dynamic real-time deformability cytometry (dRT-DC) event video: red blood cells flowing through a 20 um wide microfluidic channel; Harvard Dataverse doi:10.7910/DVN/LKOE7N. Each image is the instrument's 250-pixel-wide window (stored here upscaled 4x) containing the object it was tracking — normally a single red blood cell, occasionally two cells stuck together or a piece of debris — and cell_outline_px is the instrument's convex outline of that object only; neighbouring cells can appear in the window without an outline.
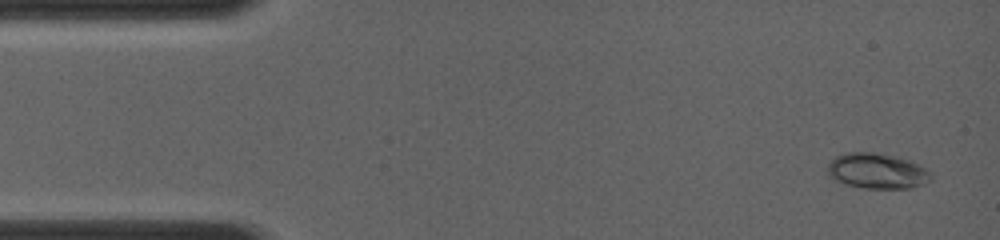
{"species": "common noctule bat (a hibernating species)", "species_latin": "Nyctalus noctula", "temperature_condition": "room temperature", "stored_images_in_passage": 5, "camera_frame_rate_fps": 4000, "um_per_image_px": 0.085, "animal": {"sex": "female", "body_mass_g": 19.0, "forearm_length_mm": 56.7}, "frame": {"image": 1, "passage_image": 1, "time_ms": 0.0, "image_size_px": [1000, 240], "cell_outline_px": [[932, 180], [924, 184], [912, 188], [864, 188], [844, 184], [828, 176], [828, 164], [836, 156], [848, 152], [872, 152], [896, 156], [908, 160], [932, 172]], "centroid_in_image_um": [74.56, 14.54], "position_along_channel_um": 10.4, "area_um2": 21.39}}
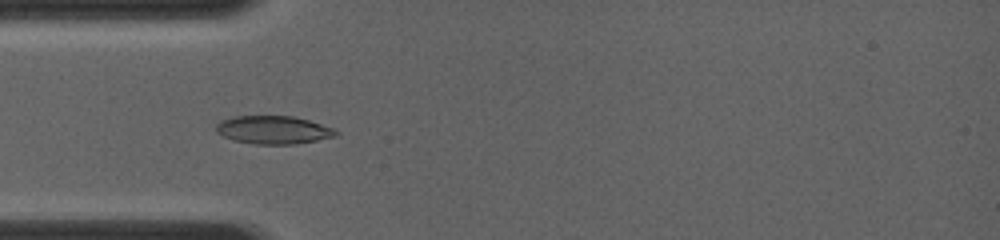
{"frame": {"image": 2, "passage_image": 4, "time_ms": 3.5, "image_size_px": [1000, 240], "cell_outline_px": [[340, 132], [336, 136], [296, 144], [256, 144], [232, 140], [216, 132], [216, 124], [220, 120], [232, 116], [292, 116], [308, 120], [332, 128]], "centroid_in_image_um": [23.2, 11.04], "position_along_channel_um": 61.8, "area_um2": 19.59}}
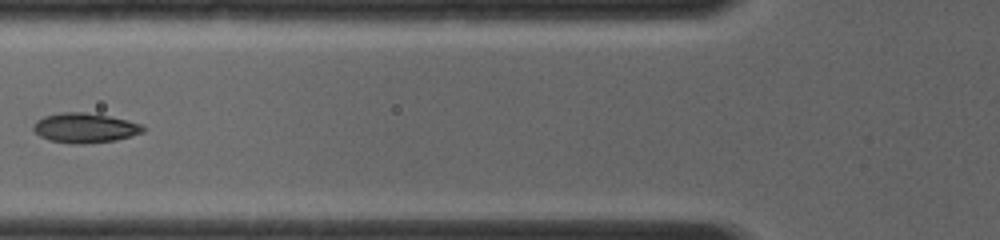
{"frame": {"image": 3, "passage_image": 5, "time_ms": 4.75, "image_size_px": [1000, 240], "cell_outline_px": [[148, 128], [144, 132], [132, 136], [116, 140], [84, 144], [72, 144], [48, 140], [40, 136], [32, 128], [32, 124], [36, 120], [44, 116], [60, 112], [84, 112], [108, 116], [128, 120], [144, 124]], "centroid_in_image_um": [7.24, 10.87], "position_along_channel_um": 118.6, "area_um2": 19.36}}